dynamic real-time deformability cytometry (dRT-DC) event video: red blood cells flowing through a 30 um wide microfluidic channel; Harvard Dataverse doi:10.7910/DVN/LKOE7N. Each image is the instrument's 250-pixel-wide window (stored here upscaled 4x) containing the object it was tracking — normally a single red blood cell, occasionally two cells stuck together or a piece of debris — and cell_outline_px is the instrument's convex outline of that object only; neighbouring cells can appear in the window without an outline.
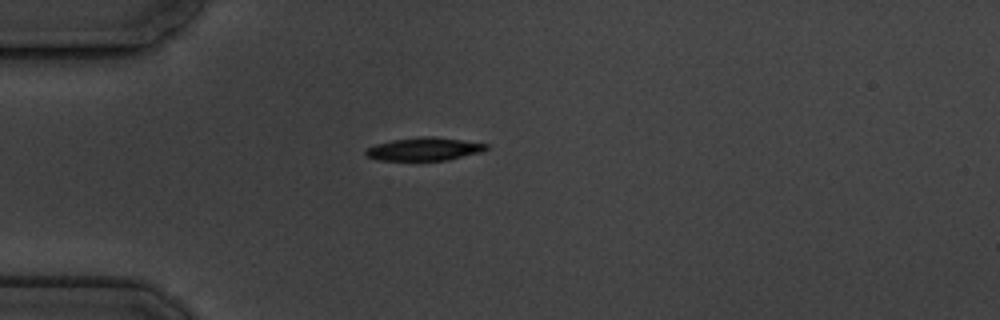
{"species": "common noctule bat (a hibernating species)", "species_latin": "Nyctalus noctula", "temperature_condition": "cold", "stored_images_in_passage": 6, "camera_frame_rate_fps": 3000, "um_per_image_px": 0.085, "animal": {"sex": "male", "body_mass_g": 19.5, "forearm_length_mm": 54.6}, "frame": {"image": 1, "passage_image": 1, "time_ms": 0.0, "image_size_px": [1000, 320], "cell_outline_px": [[488, 148], [484, 152], [448, 160], [376, 160], [364, 156], [364, 152], [368, 148], [376, 144], [392, 140], [420, 136], [432, 136], [488, 144]], "centroid_in_image_um": [36.05, 12.67], "position_along_channel_um": 48.9, "area_um2": 16.3}}
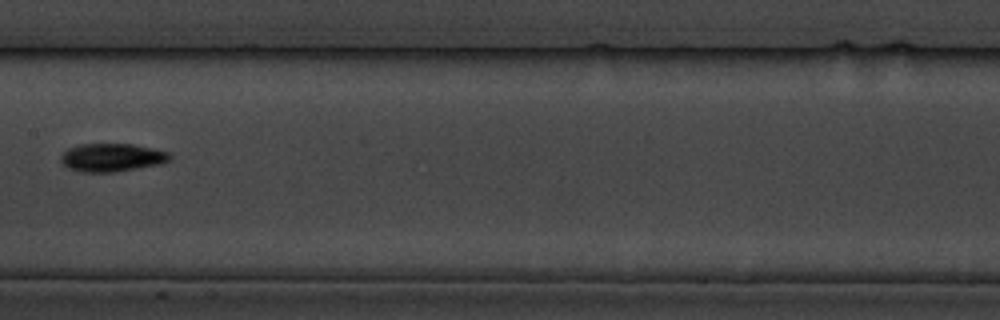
{"frame": {"image": 2, "passage_image": 5, "time_ms": 4.667, "image_size_px": [1000, 320], "cell_outline_px": [[172, 156], [168, 160], [160, 164], [112, 172], [80, 172], [68, 168], [60, 160], [60, 156], [68, 148], [80, 144], [132, 144], [152, 148], [168, 152]], "centroid_in_image_um": [9.48, 13.38], "position_along_channel_um": 197.9, "area_um2": 17.74}}
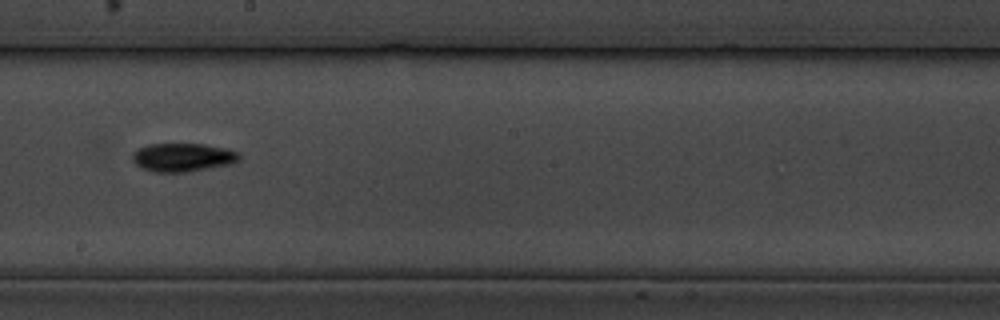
{"frame": {"image": 3, "passage_image": 6, "time_ms": 5.667, "image_size_px": [1000, 320], "cell_outline_px": [[240, 160], [232, 164], [184, 172], [156, 172], [144, 168], [136, 164], [132, 160], [132, 152], [148, 144], [204, 144], [228, 148], [240, 152]], "centroid_in_image_um": [15.58, 13.36], "position_along_channel_um": 232.6, "area_um2": 17.74}}